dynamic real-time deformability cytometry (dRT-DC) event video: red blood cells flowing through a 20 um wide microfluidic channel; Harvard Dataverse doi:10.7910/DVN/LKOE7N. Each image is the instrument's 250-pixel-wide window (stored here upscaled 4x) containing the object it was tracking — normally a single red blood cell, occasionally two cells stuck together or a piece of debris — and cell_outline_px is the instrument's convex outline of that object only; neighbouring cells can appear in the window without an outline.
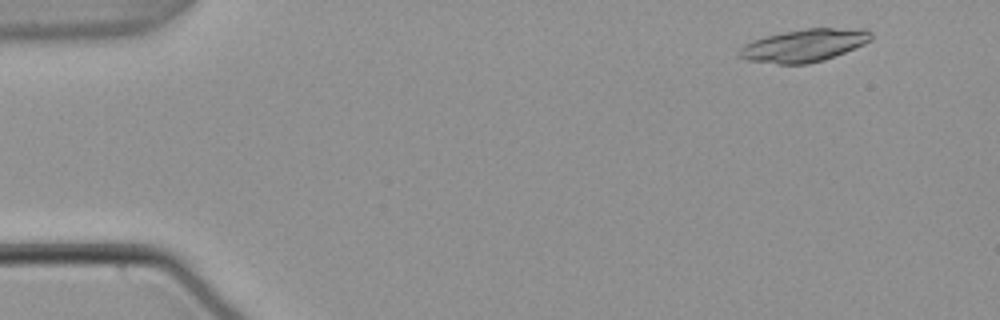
{"species": "common noctule bat (a hibernating species)", "species_latin": "Nyctalus noctula", "temperature_condition": "warm", "stored_images_in_passage": 54, "camera_frame_rate_fps": 3000, "um_per_image_px": 0.085, "animal": {"sex": "male", "body_mass_g": 21.5, "forearm_length_mm": 52.0}, "frame": {"image": 1, "passage_image": 5, "time_ms": 1.333, "image_size_px": [1000, 320], "cell_outline_px": [[872, 40], [864, 44], [824, 60], [808, 64], [776, 64], [744, 60], [736, 56], [736, 52], [744, 44], [752, 40], [764, 36], [784, 32], [808, 28], [832, 28], [872, 32]], "centroid_in_image_um": [68.22, 3.89], "position_along_channel_um": 16.8, "area_um2": 24.97}}
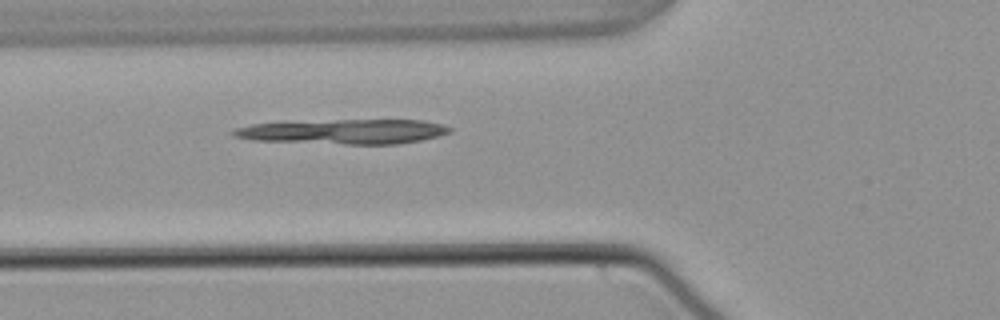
{"frame": {"image": 2, "passage_image": 20, "time_ms": 6.333, "image_size_px": [1000, 320], "cell_outline_px": [[452, 132], [420, 140], [400, 144], [344, 144], [252, 140], [232, 136], [228, 132], [236, 128], [252, 124], [284, 120], [424, 120], [444, 124], [452, 128]], "centroid_in_image_um": [29.14, 11.17], "position_along_channel_um": 96.7, "area_um2": 31.85}}
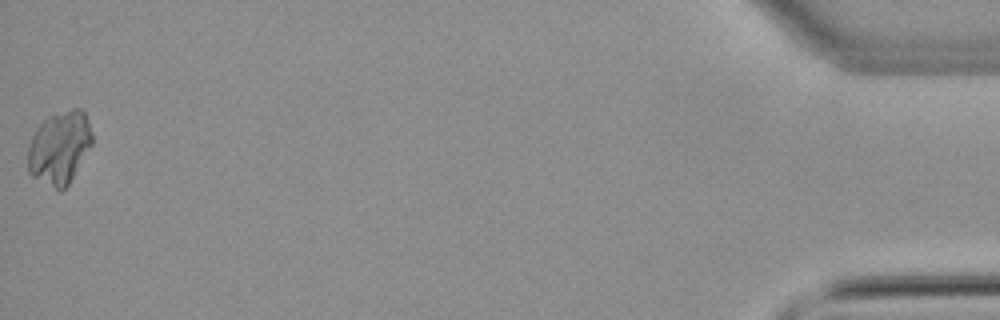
{"frame": {"image": 3, "passage_image": 54, "time_ms": 17.667, "image_size_px": [1000, 320], "cell_outline_px": [[92, 144], [68, 184], [60, 192], [32, 176], [28, 172], [28, 144], [36, 128], [48, 116], [72, 108], [80, 108], [84, 112], [88, 120], [92, 132]], "centroid_in_image_um": [5.04, 12.54], "position_along_channel_um": 430.2, "area_um2": 27.28}}